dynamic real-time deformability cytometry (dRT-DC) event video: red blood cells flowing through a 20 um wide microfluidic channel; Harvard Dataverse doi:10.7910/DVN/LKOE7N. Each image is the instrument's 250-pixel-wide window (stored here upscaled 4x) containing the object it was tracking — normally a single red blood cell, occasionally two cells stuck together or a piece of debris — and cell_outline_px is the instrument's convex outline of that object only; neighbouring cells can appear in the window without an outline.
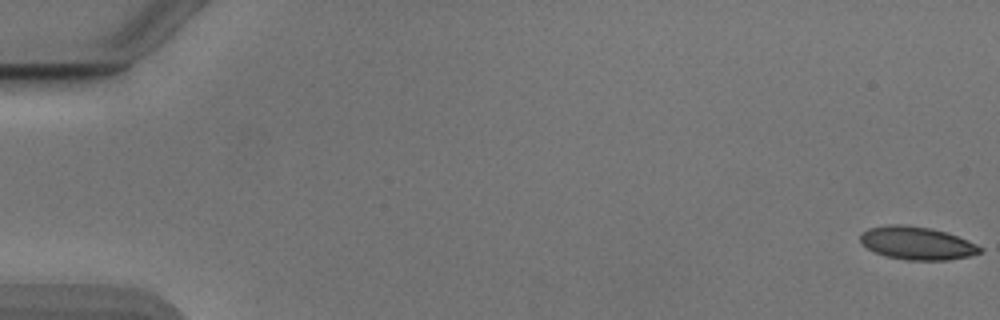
{"species": "Egyptian fruit bat (a non-hibernating species)", "species_latin": "Rousettus aegyptiacus", "temperature_condition": "cold", "stored_images_in_passage": 54, "camera_frame_rate_fps": 3000, "um_per_image_px": 0.085, "animal": {"sex": "male"}, "frame": {"image": 1, "passage_image": 1, "time_ms": 0.0, "image_size_px": [1000, 320], "cell_outline_px": [[984, 248], [980, 252], [968, 256], [948, 260], [908, 260], [884, 256], [860, 244], [860, 232], [868, 228], [888, 224], [904, 224], [932, 228], [948, 232], [968, 240]], "centroid_in_image_um": [77.91, 20.65], "position_along_channel_um": 7.1, "area_um2": 23.29}}
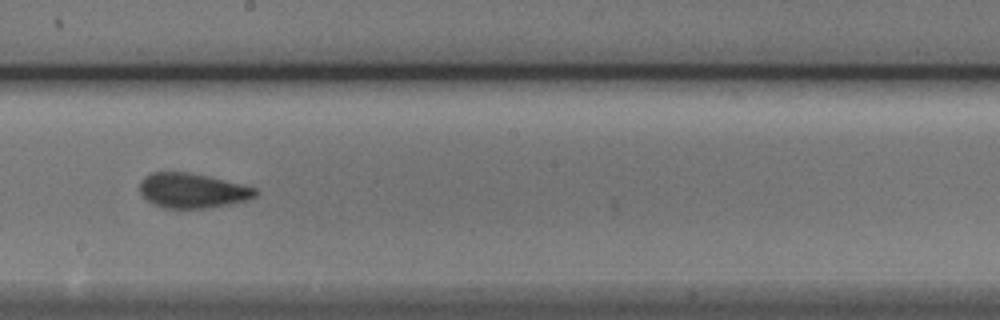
{"frame": {"image": 2, "passage_image": 31, "time_ms": 10.0, "image_size_px": [1000, 320], "cell_outline_px": [[260, 192], [256, 196], [248, 200], [212, 208], [164, 208], [152, 204], [140, 192], [140, 180], [144, 176], [152, 172], [188, 172], [208, 176], [260, 188]], "centroid_in_image_um": [16.4, 16.2], "position_along_channel_um": 231.8, "area_um2": 23.81}}
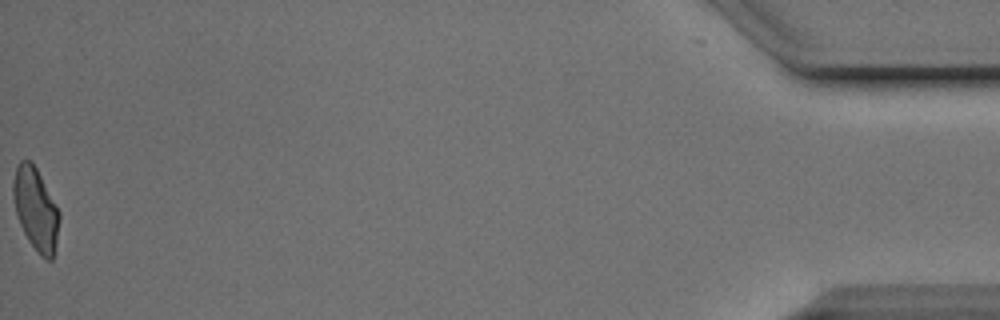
{"frame": {"image": 3, "passage_image": 54, "time_ms": 17.667, "image_size_px": [1000, 320], "cell_outline_px": [[60, 220], [56, 244], [52, 260], [48, 260], [40, 256], [28, 240], [20, 224], [16, 212], [12, 196], [12, 184], [16, 168], [20, 160], [32, 160], [60, 212]], "centroid_in_image_um": [3.03, 17.77], "position_along_channel_um": 432.2, "area_um2": 22.2}, "authors_computed_cell_mechanics": {"area_um2": 23.409, "velocity_mm_per_s": 3.8916, "shape_relaxation_time_tau1_ms": 6.0503, "shape_relaxation_time_tau2_ms": 1.3051, "deformation_change_tau1": 0.1417, "deformation_change_tau2": 0.0838}}